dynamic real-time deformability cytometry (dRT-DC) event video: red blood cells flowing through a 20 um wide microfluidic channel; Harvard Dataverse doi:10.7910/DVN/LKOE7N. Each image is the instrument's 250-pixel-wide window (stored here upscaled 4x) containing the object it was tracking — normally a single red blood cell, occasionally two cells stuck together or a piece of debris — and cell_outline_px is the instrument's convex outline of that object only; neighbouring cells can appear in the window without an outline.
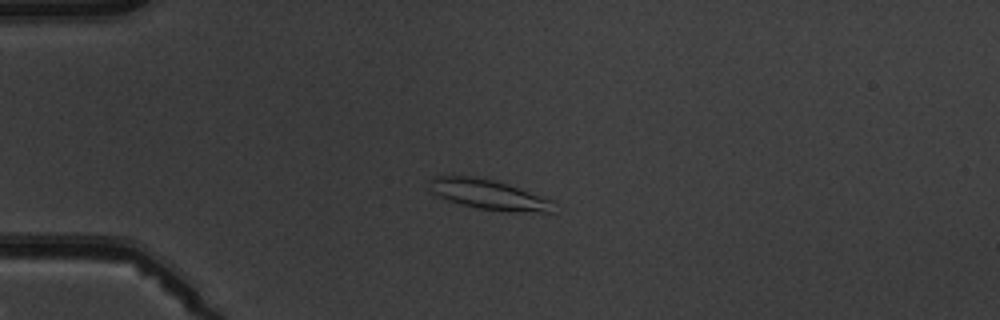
{"species": "common noctule bat (a hibernating species)", "species_latin": "Nyctalus noctula", "temperature_condition": "warm", "stored_images_in_passage": 5, "camera_frame_rate_fps": 3000, "um_per_image_px": 0.085, "animal": {"sex": "male", "body_mass_g": 19.5, "forearm_length_mm": 54.6}, "frame": {"image": 1, "passage_image": 4, "time_ms": 3.667, "image_size_px": [1000, 320], "cell_outline_px": [[556, 200], [552, 212], [508, 212], [480, 208], [460, 204], [448, 200], [432, 192], [428, 188], [432, 176], [476, 176], [508, 184]], "centroid_in_image_um": [41.6, 16.54], "position_along_channel_um": 43.4, "area_um2": 21.85}}